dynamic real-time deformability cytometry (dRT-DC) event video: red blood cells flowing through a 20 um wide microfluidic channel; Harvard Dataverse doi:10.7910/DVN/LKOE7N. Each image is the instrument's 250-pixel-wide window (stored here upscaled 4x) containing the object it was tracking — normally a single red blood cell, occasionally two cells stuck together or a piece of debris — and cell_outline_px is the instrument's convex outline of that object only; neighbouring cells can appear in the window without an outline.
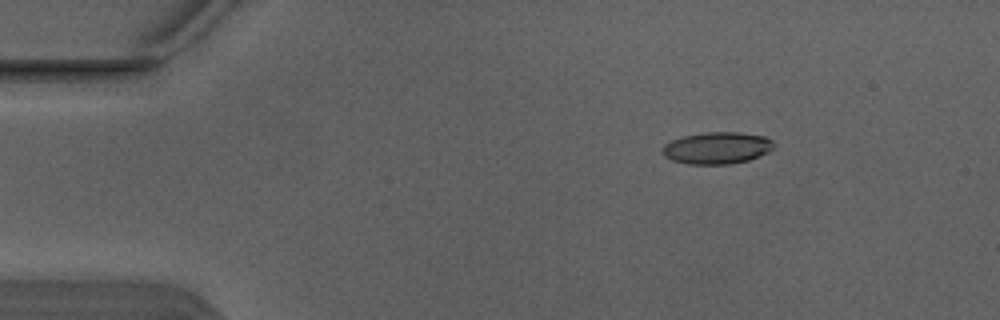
{"species": "Egyptian fruit bat (a non-hibernating species)", "species_latin": "Rousettus aegyptiacus", "temperature_condition": "warm", "stored_images_in_passage": 6, "camera_frame_rate_fps": 3000, "um_per_image_px": 0.085, "animal": {"sex": "male"}, "frame": {"image": 1, "passage_image": 3, "time_ms": 0.667, "image_size_px": [1000, 320], "cell_outline_px": [[776, 148], [768, 152], [748, 160], [732, 164], [688, 164], [672, 160], [664, 156], [660, 152], [664, 144], [672, 140], [684, 136], [708, 132], [740, 132], [764, 136], [772, 140], [776, 144]], "centroid_in_image_um": [60.96, 12.58], "position_along_channel_um": 24.0, "area_um2": 20.87}}
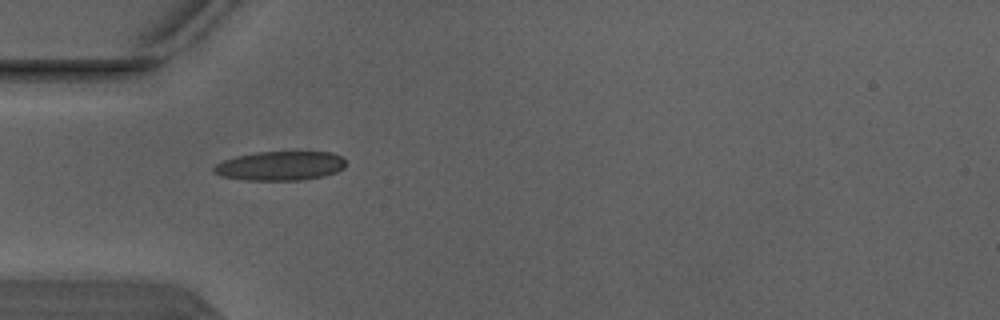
{"frame": {"image": 2, "passage_image": 5, "time_ms": 1.333, "image_size_px": [1000, 320], "cell_outline_px": [[344, 168], [336, 172], [324, 176], [300, 180], [244, 180], [220, 176], [212, 172], [212, 168], [216, 164], [224, 160], [236, 156], [256, 152], [332, 152], [340, 156], [344, 160]], "centroid_in_image_um": [23.78, 14.1], "position_along_channel_um": 61.2, "area_um2": 22.48}}
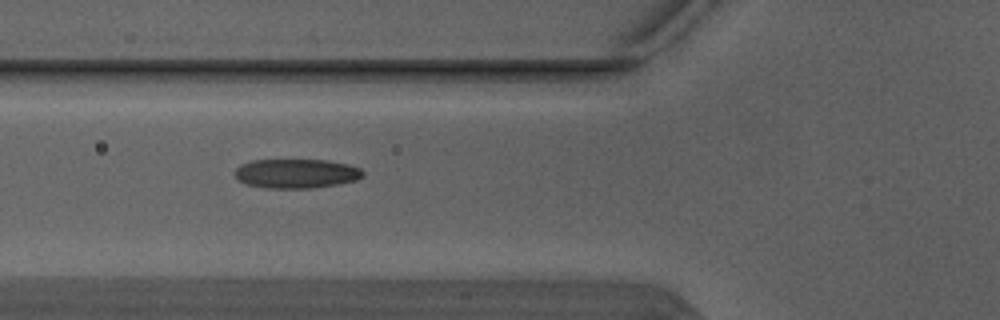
{"frame": {"image": 3, "passage_image": 6, "time_ms": 1.667, "image_size_px": [1000, 320], "cell_outline_px": [[364, 176], [356, 180], [340, 184], [312, 188], [268, 188], [248, 184], [240, 180], [232, 172], [240, 164], [252, 160], [328, 160], [348, 164], [360, 168], [364, 172]], "centroid_in_image_um": [25.21, 14.74], "position_along_channel_um": 100.6, "area_um2": 21.96}}